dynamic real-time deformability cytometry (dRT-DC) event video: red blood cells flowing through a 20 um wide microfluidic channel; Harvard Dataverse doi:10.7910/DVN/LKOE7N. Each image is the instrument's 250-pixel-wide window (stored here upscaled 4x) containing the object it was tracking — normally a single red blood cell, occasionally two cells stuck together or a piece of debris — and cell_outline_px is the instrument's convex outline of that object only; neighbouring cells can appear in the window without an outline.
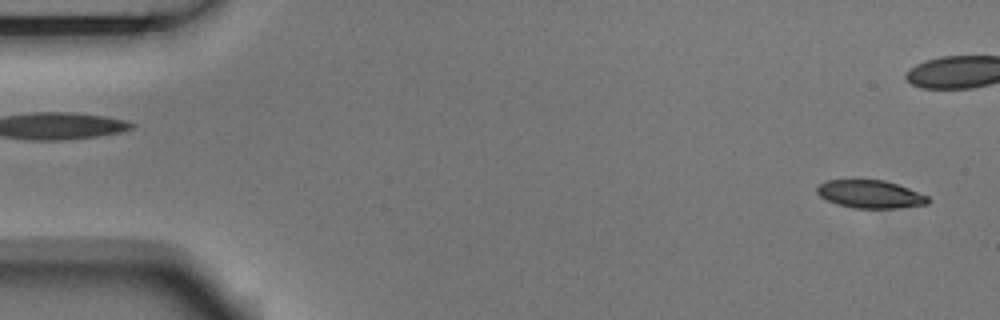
{"species": "Egyptian fruit bat (a non-hibernating species)", "species_latin": "Rousettus aegyptiacus", "temperature_condition": "room temperature", "stored_images_in_passage": 5, "segment_of_instrument_passage": [2, 2], "camera_frame_rate_fps": 3000, "um_per_image_px": 0.085, "animal": {"sex": "male"}, "frame": {"image": 1, "passage_image": 5, "time_ms": 1.333, "image_size_px": [1000, 320], "cell_outline_px": [[932, 200], [928, 204], [896, 208], [856, 208], [836, 204], [820, 196], [816, 192], [816, 188], [820, 184], [828, 180], [884, 180], [908, 188], [928, 196]], "centroid_in_image_um": [73.99, 16.51], "position_along_channel_um": 11.0, "area_um2": 17.98}}